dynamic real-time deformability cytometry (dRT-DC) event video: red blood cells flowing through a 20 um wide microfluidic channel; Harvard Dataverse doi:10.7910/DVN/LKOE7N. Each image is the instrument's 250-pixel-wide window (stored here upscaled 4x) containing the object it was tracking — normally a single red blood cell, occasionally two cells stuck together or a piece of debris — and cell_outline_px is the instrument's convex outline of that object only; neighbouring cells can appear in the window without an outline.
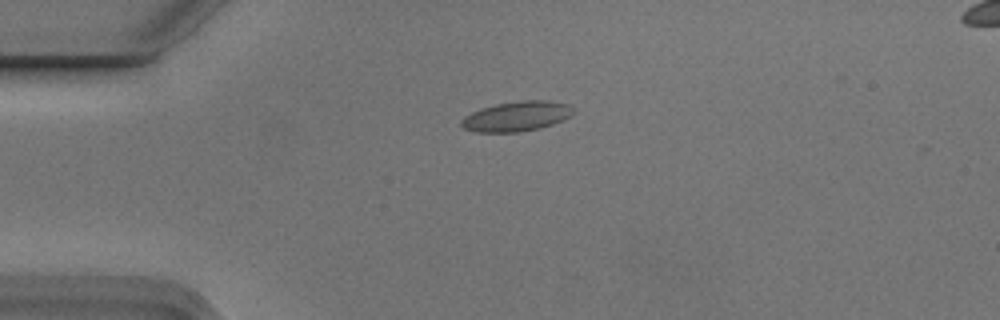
{"species": "Egyptian fruit bat (a non-hibernating species)", "species_latin": "Rousettus aegyptiacus", "temperature_condition": "cold", "stored_images_in_passage": 3, "camera_frame_rate_fps": 3000, "um_per_image_px": 0.085, "animal": {"sex": "male"}, "frame": {"image": 1, "passage_image": 1, "time_ms": 0.0, "image_size_px": [1000, 320], "cell_outline_px": [[576, 112], [572, 116], [564, 120], [540, 128], [516, 132], [476, 132], [464, 128], [460, 124], [460, 120], [464, 116], [480, 108], [496, 104], [520, 100], [552, 100], [568, 104], [576, 108]], "centroid_in_image_um": [43.97, 9.87], "position_along_channel_um": 41.0, "area_um2": 19.88}}